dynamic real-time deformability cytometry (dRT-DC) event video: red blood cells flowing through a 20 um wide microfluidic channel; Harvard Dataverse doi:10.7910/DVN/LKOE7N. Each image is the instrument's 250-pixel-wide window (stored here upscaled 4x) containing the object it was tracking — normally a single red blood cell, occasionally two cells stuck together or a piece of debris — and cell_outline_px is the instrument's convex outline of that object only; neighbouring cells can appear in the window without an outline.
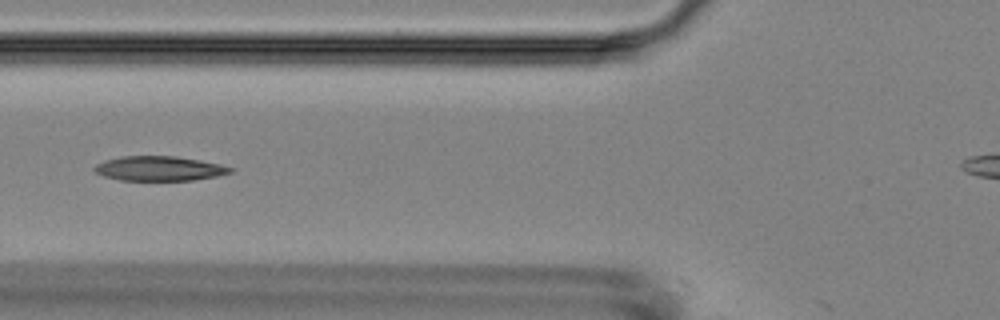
{"species": "Egyptian fruit bat (a non-hibernating species)", "species_latin": "Rousettus aegyptiacus", "temperature_condition": "room temperature", "stored_images_in_passage": 7, "camera_frame_rate_fps": 3000, "um_per_image_px": 0.085, "animal": {"sex": "female"}, "frame": {"image": 1, "passage_image": 7, "time_ms": 7.0, "image_size_px": [1000, 320], "cell_outline_px": [[232, 172], [216, 176], [192, 180], [120, 180], [104, 176], [96, 172], [92, 168], [96, 164], [104, 160], [120, 156], [176, 156], [200, 160], [220, 164], [232, 168]], "centroid_in_image_um": [13.5, 14.31], "position_along_channel_um": 112.3, "area_um2": 19.42}}